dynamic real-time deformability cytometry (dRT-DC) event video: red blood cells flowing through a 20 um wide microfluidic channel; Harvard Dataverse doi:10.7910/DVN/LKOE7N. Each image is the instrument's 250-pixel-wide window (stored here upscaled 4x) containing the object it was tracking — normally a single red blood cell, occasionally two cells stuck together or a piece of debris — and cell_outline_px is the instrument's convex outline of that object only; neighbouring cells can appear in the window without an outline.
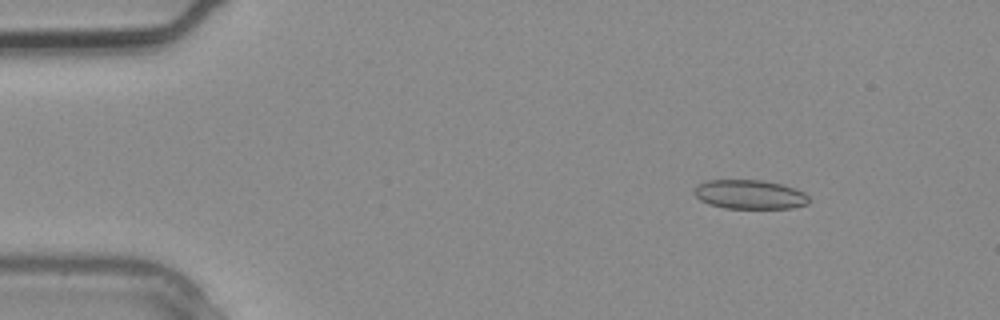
{"species": "common noctule bat (a hibernating species)", "species_latin": "Nyctalus noctula", "temperature_condition": "warm", "stored_images_in_passage": 2, "camera_frame_rate_fps": 3000, "um_per_image_px": 0.085, "animal": {"sex": "male", "body_mass_g": 20.4}, "frame": {"image": 1, "passage_image": 2, "time_ms": 0.333, "image_size_px": [1000, 320], "cell_outline_px": [[808, 204], [792, 208], [724, 208], [708, 204], [700, 200], [692, 192], [696, 184], [708, 180], [760, 180], [780, 184], [796, 188], [804, 192], [808, 196]], "centroid_in_image_um": [63.69, 16.53], "position_along_channel_um": 21.3, "area_um2": 19.59}}